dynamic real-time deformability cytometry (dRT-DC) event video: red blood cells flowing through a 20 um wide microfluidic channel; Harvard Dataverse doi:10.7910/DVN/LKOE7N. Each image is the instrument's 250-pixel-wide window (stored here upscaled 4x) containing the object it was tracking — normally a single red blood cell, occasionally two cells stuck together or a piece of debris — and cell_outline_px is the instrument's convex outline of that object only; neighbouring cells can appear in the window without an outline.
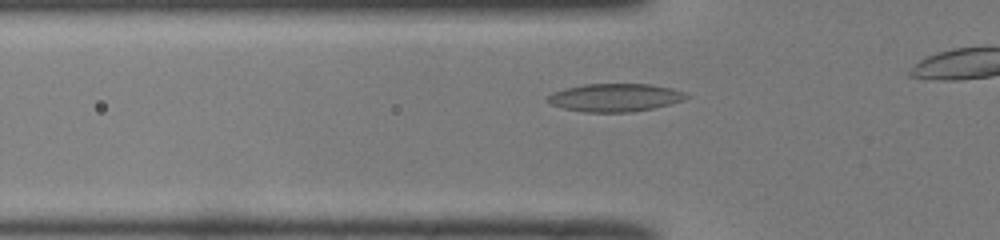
{"species": "common noctule bat (a hibernating species)", "species_latin": "Nyctalus noctula", "temperature_condition": "room temperature", "stored_images_in_passage": 18, "camera_frame_rate_fps": 3000, "um_per_image_px": 0.085, "animal": {"sex": "male", "body_mass_g": 19.0, "forearm_length_mm": 50.8}, "frame": {"image": 1, "passage_image": 3, "time_ms": 0.667, "image_size_px": [1000, 240], "cell_outline_px": [[692, 96], [668, 104], [652, 108], [628, 112], [584, 112], [564, 108], [552, 104], [544, 100], [552, 92], [564, 88], [584, 84], [652, 84], [672, 88], [688, 92]], "centroid_in_image_um": [52.27, 8.28], "position_along_channel_um": 73.5, "area_um2": 22.66}}
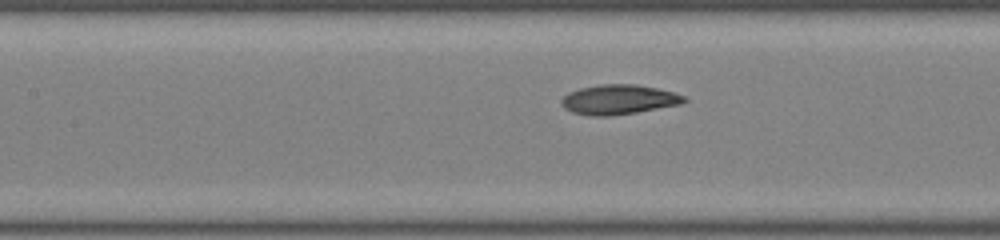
{"frame": {"image": 2, "passage_image": 9, "time_ms": 2.667, "image_size_px": [1000, 240], "cell_outline_px": [[688, 100], [680, 104], [636, 112], [612, 116], [592, 116], [572, 112], [564, 108], [560, 104], [560, 100], [568, 92], [580, 88], [600, 84], [636, 84], [656, 88], [672, 92], [684, 96]], "centroid_in_image_um": [52.54, 8.46], "position_along_channel_um": 154.9, "area_um2": 21.21}}
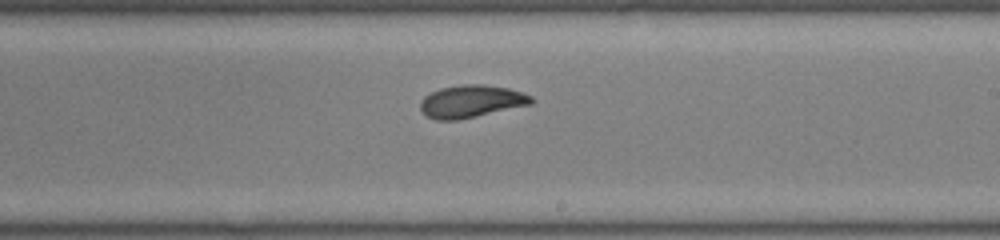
{"frame": {"image": 3, "passage_image": 16, "time_ms": 5.0, "image_size_px": [1000, 240], "cell_outline_px": [[536, 100], [532, 104], [476, 116], [456, 120], [436, 120], [428, 116], [420, 108], [420, 104], [424, 96], [440, 88], [460, 84], [484, 84], [508, 88], [532, 96]], "centroid_in_image_um": [40.08, 8.6], "position_along_channel_um": 248.9, "area_um2": 20.92}}